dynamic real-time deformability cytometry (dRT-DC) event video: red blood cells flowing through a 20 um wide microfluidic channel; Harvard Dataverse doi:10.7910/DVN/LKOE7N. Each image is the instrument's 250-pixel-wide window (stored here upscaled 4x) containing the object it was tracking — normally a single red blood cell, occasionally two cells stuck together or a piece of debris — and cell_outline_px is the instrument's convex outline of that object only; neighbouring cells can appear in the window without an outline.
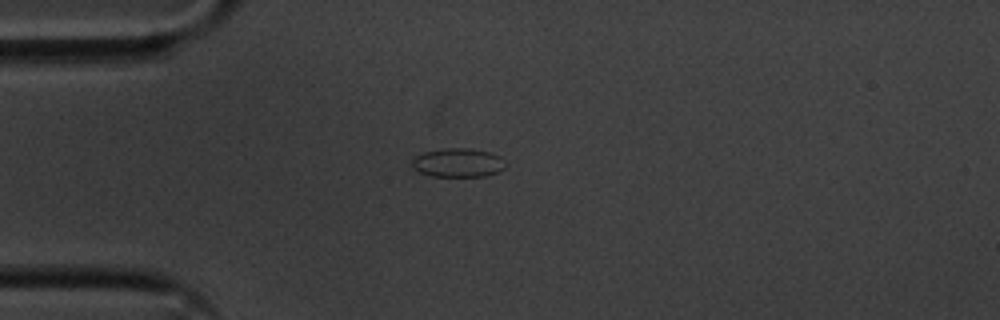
{"species": "common noctule bat (a hibernating species)", "species_latin": "Nyctalus noctula", "temperature_condition": "cold", "stored_images_in_passage": 42, "camera_frame_rate_fps": 3000, "um_per_image_px": 0.085, "animal": {"sex": "male", "body_mass_g": 20.1, "forearm_length_mm": 53.5}, "frame": {"image": 1, "passage_image": 1, "time_ms": 0.0, "image_size_px": [1000, 320], "cell_outline_px": [[504, 168], [496, 172], [484, 176], [432, 176], [420, 172], [412, 168], [412, 160], [416, 156], [424, 152], [444, 148], [472, 148], [492, 152], [500, 156], [504, 160]], "centroid_in_image_um": [38.93, 13.81], "position_along_channel_um": 46.1, "area_um2": 15.72}}
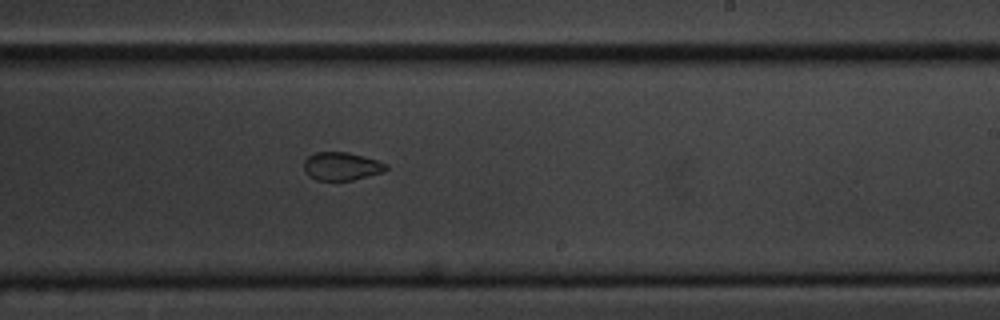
{"frame": {"image": 2, "passage_image": 20, "time_ms": 6.333, "image_size_px": [1000, 320], "cell_outline_px": [[388, 168], [384, 172], [352, 180], [316, 180], [308, 176], [304, 172], [304, 160], [308, 156], [316, 152], [348, 152], [364, 156], [388, 164]], "centroid_in_image_um": [29.02, 14.13], "position_along_channel_um": 260.0, "area_um2": 13.58}}
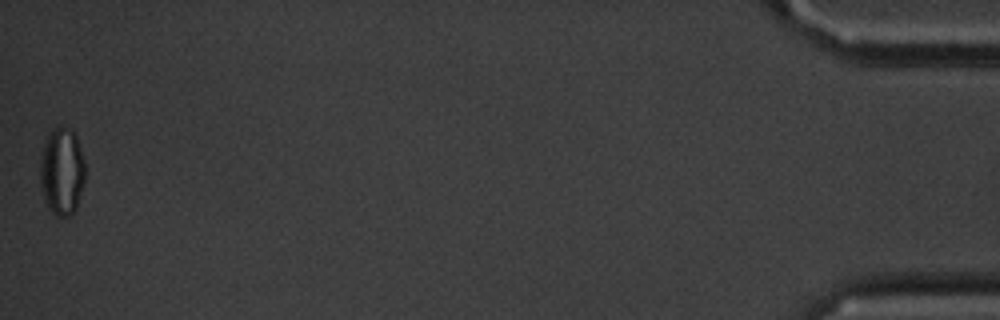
{"frame": {"image": 3, "passage_image": 42, "time_ms": 13.667, "image_size_px": [1000, 320], "cell_outline_px": [[84, 184], [76, 208], [68, 216], [56, 216], [48, 208], [44, 200], [40, 188], [40, 160], [44, 144], [48, 136], [56, 128], [72, 128], [76, 136], [84, 160]], "centroid_in_image_um": [5.25, 14.61], "position_along_channel_um": 429.9, "area_um2": 22.83}, "authors_computed_cell_mechanics": {"area_um2": 14.6812, "velocity_mm_per_s": 3.6048, "shape_relaxation_time_tau1_ms": null, "shape_relaxation_time_tau2_ms": 3.5184, "deformation_change_tau1": null, "deformation_change_tau2": 0.0831}}